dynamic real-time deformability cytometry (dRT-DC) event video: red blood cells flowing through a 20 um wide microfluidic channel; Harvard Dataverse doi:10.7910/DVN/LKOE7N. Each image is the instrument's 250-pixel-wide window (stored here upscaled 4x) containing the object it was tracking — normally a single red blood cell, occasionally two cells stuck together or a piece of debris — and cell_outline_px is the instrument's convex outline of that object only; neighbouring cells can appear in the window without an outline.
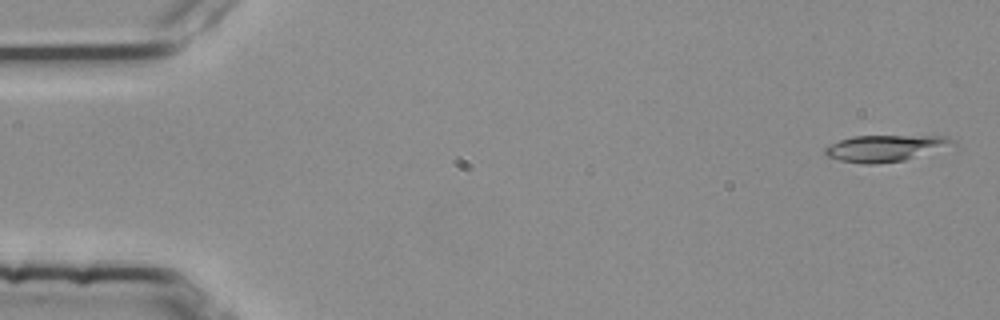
{"species": "common noctule bat (a hibernating species)", "species_latin": "Nyctalus noctula", "temperature_condition": "room temperature", "stored_images_in_passage": 15, "camera_frame_rate_fps": 3000, "um_per_image_px": 0.085, "animal": {"sex": "female", "body_mass_g": 25.1}, "frame": {"image": 1, "passage_image": 2, "time_ms": 0.333, "image_size_px": [1000, 320], "cell_outline_px": [[956, 144], [904, 160], [876, 164], [864, 164], [840, 160], [828, 156], [824, 152], [824, 148], [840, 140], [856, 136], [948, 136]], "centroid_in_image_um": [75.23, 12.59], "position_along_channel_um": 9.8, "area_um2": 19.25}}